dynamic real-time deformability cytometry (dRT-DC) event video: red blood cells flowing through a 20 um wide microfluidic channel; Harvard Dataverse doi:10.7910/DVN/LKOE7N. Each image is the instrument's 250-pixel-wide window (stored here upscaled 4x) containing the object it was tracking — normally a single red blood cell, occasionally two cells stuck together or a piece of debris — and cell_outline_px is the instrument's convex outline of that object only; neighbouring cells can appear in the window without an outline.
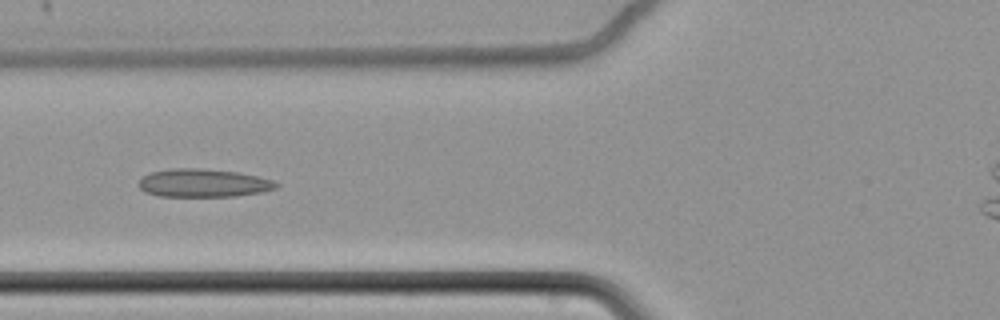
{"species": "common noctule bat (a hibernating species)", "species_latin": "Nyctalus noctula", "temperature_condition": "cold", "stored_images_in_passage": 5, "camera_frame_rate_fps": 3000, "um_per_image_px": 0.085, "animal": {"sex": "female", "body_mass_g": 22.7, "forearm_length_mm": 54.2}, "frame": {"image": 1, "passage_image": 4, "time_ms": 1.0, "image_size_px": [1000, 320], "cell_outline_px": [[280, 184], [276, 188], [260, 192], [236, 196], [160, 196], [144, 192], [136, 184], [144, 176], [152, 172], [172, 168], [200, 168], [240, 172], [272, 180]], "centroid_in_image_um": [17.27, 15.55], "position_along_channel_um": 108.5, "area_um2": 22.54}}
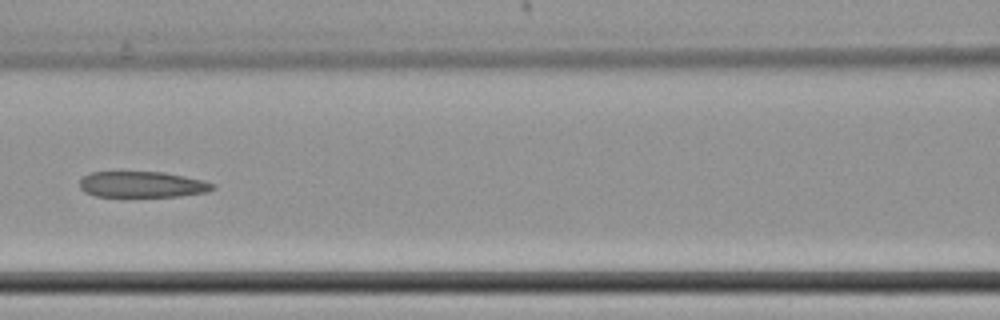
{"frame": {"image": 2, "passage_image": 5, "time_ms": 1.333, "image_size_px": [1000, 320], "cell_outline_px": [[216, 188], [208, 192], [180, 196], [96, 196], [84, 192], [80, 188], [80, 180], [84, 176], [92, 172], [164, 172], [204, 180], [216, 184]], "centroid_in_image_um": [12.13, 15.68], "position_along_channel_um": 154.5, "area_um2": 20.17}}